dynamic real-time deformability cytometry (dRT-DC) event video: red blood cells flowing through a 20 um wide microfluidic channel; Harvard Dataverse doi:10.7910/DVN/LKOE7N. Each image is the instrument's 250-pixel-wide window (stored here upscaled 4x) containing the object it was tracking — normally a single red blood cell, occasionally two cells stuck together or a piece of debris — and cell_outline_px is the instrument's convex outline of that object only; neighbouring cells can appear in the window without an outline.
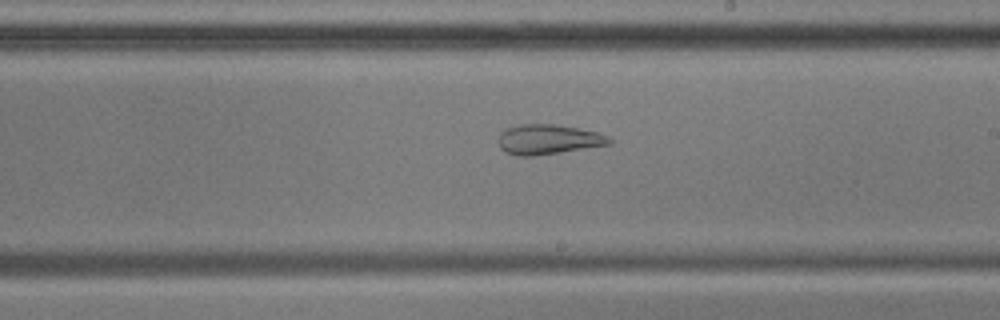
{"species": "common noctule bat (a hibernating species)", "species_latin": "Nyctalus noctula", "temperature_condition": "cold", "stored_images_in_passage": 55, "camera_frame_rate_fps": 3000, "um_per_image_px": 0.085, "animal": {"sex": "male", "body_mass_g": 17.9, "forearm_length_mm": 54.2}, "frame": {"image": 1, "passage_image": 31, "time_ms": 10.0, "image_size_px": [1000, 320], "cell_outline_px": [[612, 144], [536, 156], [516, 156], [504, 152], [500, 148], [500, 132], [508, 128], [520, 124], [552, 124], [576, 128], [596, 132], [608, 136], [612, 140]], "centroid_in_image_um": [46.59, 11.86], "position_along_channel_um": 242.4, "area_um2": 19.25}}
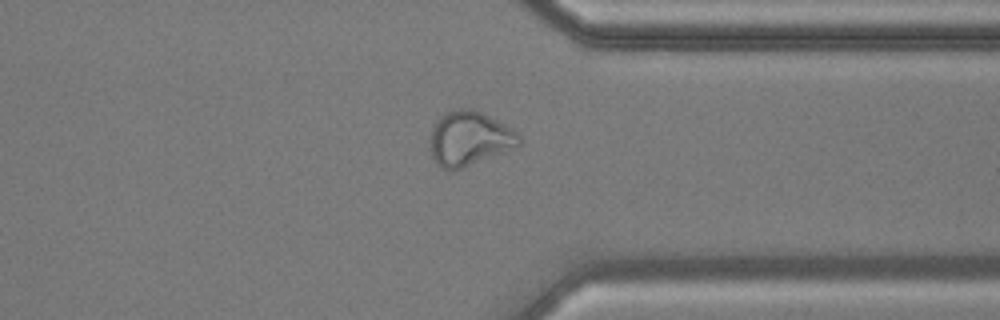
{"frame": {"image": 2, "passage_image": 42, "time_ms": 13.667, "image_size_px": [1000, 320], "cell_outline_px": [[520, 144], [516, 148], [460, 168], [448, 172], [432, 156], [428, 148], [428, 140], [432, 128], [436, 120], [444, 112], [460, 108], [472, 108], [512, 128], [520, 136]], "centroid_in_image_um": [39.86, 11.76], "position_along_channel_um": 371.5, "area_um2": 28.26}}
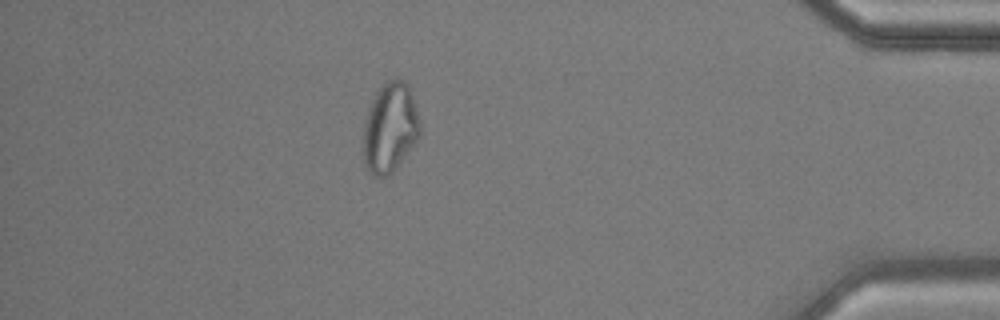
{"frame": {"image": 3, "passage_image": 48, "time_ms": 15.667, "image_size_px": [1000, 320], "cell_outline_px": [[420, 136], [396, 168], [388, 176], [372, 176], [364, 160], [364, 120], [368, 108], [380, 84], [396, 76], [404, 80], [408, 84], [420, 120]], "centroid_in_image_um": [33.16, 10.8], "position_along_channel_um": 402.0, "area_um2": 29.77}, "authors_computed_cell_mechanics": {"area_um2": 28.1486, "velocity_mm_per_s": 3.6002, "shape_relaxation_time_tau1_ms": null, "shape_relaxation_time_tau2_ms": 1.5332, "deformation_change_tau1": null, "deformation_change_tau2": 0.094}}